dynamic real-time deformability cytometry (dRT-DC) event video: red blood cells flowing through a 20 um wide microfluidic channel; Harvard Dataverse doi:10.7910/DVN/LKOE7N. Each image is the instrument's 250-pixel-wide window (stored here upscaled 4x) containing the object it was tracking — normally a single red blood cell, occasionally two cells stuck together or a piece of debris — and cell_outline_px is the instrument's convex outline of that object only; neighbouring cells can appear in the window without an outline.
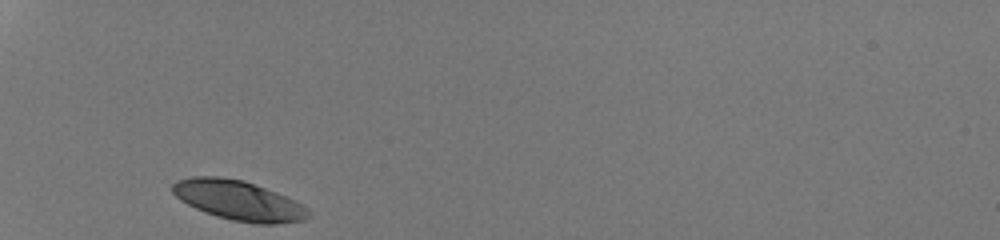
{"species": "human", "species_latin": "Homo sapiens", "temperature_condition": "room temperature", "stored_images_in_passage": 27, "camera_frame_rate_fps": 3000, "um_per_image_px": 0.085, "donor": {"sex": "male"}, "frame": {"image": 1, "passage_image": 1, "time_ms": 0.0, "image_size_px": [1000, 240], "cell_outline_px": [[312, 212], [304, 220], [276, 224], [256, 224], [232, 220], [216, 216], [204, 212], [180, 200], [172, 192], [172, 184], [176, 180], [192, 176], [220, 176], [244, 180], [276, 192], [308, 208]], "centroid_in_image_um": [20.25, 17.03], "position_along_channel_um": 64.7, "area_um2": 31.44}}
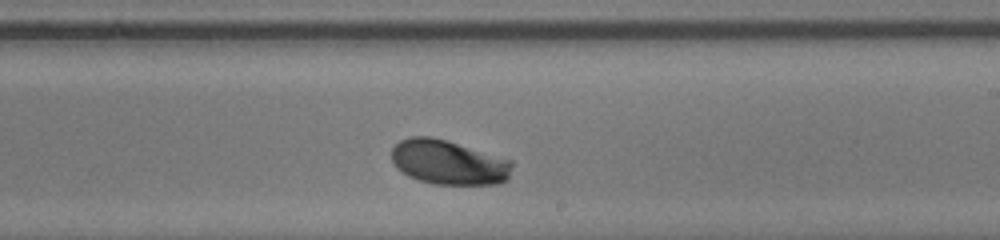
{"frame": {"image": 2, "passage_image": 16, "time_ms": 5.0, "image_size_px": [1000, 240], "cell_outline_px": [[512, 164], [508, 180], [500, 184], [432, 184], [408, 176], [396, 168], [392, 160], [392, 148], [400, 140], [408, 136], [432, 136], [512, 160]], "centroid_in_image_um": [38.11, 13.8], "position_along_channel_um": 250.9, "area_um2": 31.33}}
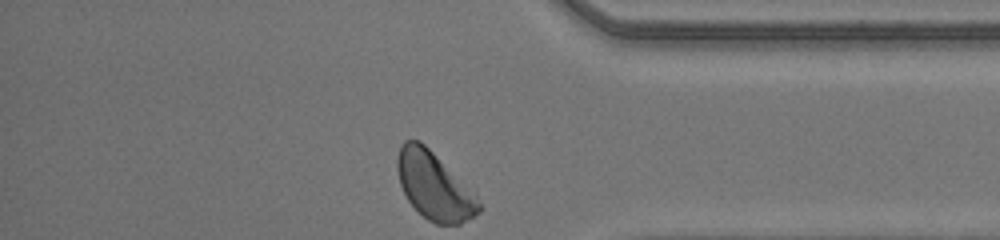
{"frame": {"image": 3, "passage_image": 27, "time_ms": 8.667, "image_size_px": [1000, 240], "cell_outline_px": [[484, 208], [480, 212], [460, 224], [436, 224], [428, 220], [408, 200], [400, 184], [396, 168], [396, 156], [400, 144], [404, 140], [420, 140], [476, 196]], "centroid_in_image_um": [36.87, 15.8], "position_along_channel_um": 398.3, "area_um2": 31.5}, "authors_computed_cell_mechanics": {"area_um2": 31.212, "velocity_mm_per_s": 4.1645, "shape_relaxation_time_tau1_ms": 1.774, "shape_relaxation_time_tau2_ms": null, "deformation_change_tau1": 0.128, "deformation_change_tau2": null}}